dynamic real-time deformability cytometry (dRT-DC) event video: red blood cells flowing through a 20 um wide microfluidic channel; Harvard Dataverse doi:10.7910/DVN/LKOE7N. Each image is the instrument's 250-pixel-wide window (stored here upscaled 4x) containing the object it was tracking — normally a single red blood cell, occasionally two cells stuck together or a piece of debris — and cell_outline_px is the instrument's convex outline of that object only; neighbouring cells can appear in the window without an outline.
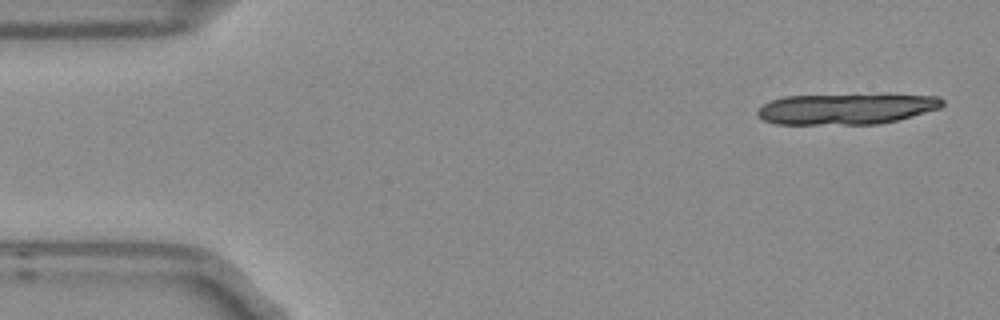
{"species": "Egyptian fruit bat (a non-hibernating species)", "species_latin": "Rousettus aegyptiacus", "temperature_condition": "room temperature", "stored_images_in_passage": 3, "camera_frame_rate_fps": 3000, "um_per_image_px": 0.085, "frame": {"image": 1, "passage_image": 1, "time_ms": 0.0, "image_size_px": [1000, 320], "cell_outline_px": [[944, 104], [940, 108], [896, 120], [880, 124], [776, 124], [764, 120], [756, 116], [756, 112], [764, 104], [772, 100], [784, 96], [888, 92], [940, 96], [944, 100]], "centroid_in_image_um": [72.01, 9.2], "position_along_channel_um": 13.0, "area_um2": 34.56}}